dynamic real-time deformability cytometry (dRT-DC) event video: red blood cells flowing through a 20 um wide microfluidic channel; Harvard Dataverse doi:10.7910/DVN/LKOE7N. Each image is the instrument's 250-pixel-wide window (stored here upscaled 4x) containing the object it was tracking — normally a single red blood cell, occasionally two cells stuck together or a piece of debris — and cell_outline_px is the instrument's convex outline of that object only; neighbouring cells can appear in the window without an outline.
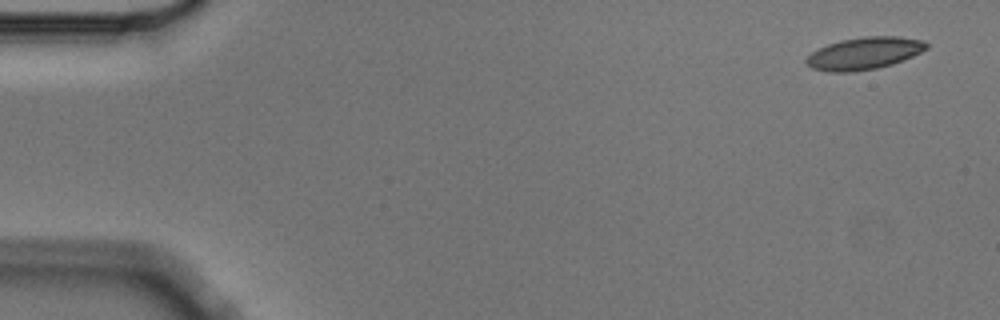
{"species": "Egyptian fruit bat (a non-hibernating species)", "species_latin": "Rousettus aegyptiacus", "temperature_condition": "cold", "stored_images_in_passage": 4, "camera_frame_rate_fps": 3000, "um_per_image_px": 0.085, "animal": {"sex": "male"}, "frame": {"image": 1, "passage_image": 1, "time_ms": 0.0, "image_size_px": [1000, 320], "cell_outline_px": [[928, 48], [904, 60], [892, 64], [876, 68], [848, 72], [828, 72], [812, 68], [804, 60], [812, 52], [828, 44], [840, 40], [864, 36], [900, 36], [924, 40], [928, 44]], "centroid_in_image_um": [73.48, 4.52], "position_along_channel_um": 11.5, "area_um2": 22.54}}
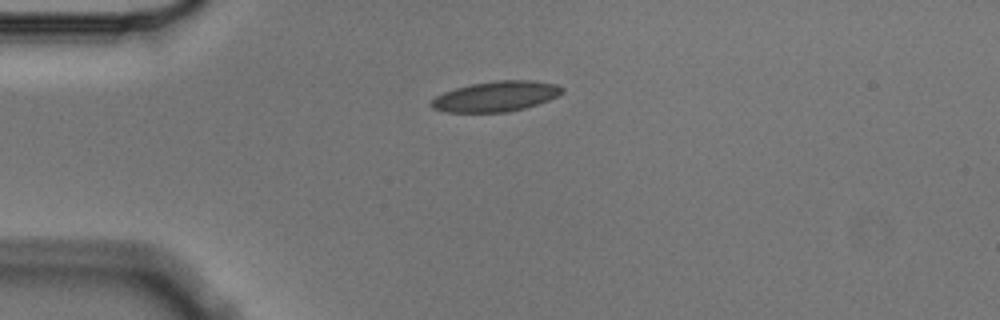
{"frame": {"image": 2, "passage_image": 3, "time_ms": 0.667, "image_size_px": [1000, 320], "cell_outline_px": [[564, 92], [548, 100], [524, 108], [508, 112], [444, 112], [432, 108], [428, 104], [436, 96], [444, 92], [456, 88], [472, 84], [496, 80], [532, 80], [556, 84], [564, 88]], "centroid_in_image_um": [42.14, 8.19], "position_along_channel_um": 42.9, "area_um2": 23.06}}